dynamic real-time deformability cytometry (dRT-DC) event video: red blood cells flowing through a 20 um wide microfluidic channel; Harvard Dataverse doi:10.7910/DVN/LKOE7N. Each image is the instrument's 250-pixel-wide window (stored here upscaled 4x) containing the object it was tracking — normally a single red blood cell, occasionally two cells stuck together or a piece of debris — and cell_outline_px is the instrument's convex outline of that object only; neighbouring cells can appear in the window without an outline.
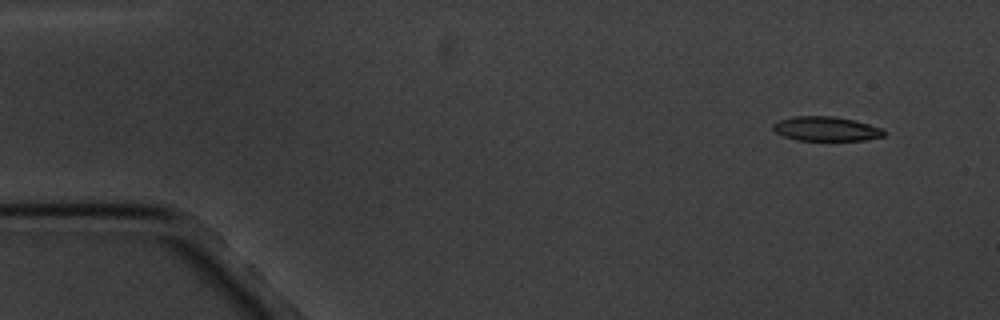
{"species": "common noctule bat (a hibernating species)", "species_latin": "Nyctalus noctula", "temperature_condition": "cold", "stored_images_in_passage": 5, "camera_frame_rate_fps": 3000, "um_per_image_px": 0.085, "animal": {"sex": "male", "body_mass_g": 20.1, "forearm_length_mm": 53.5}, "frame": {"image": 1, "passage_image": 1, "time_ms": 0.0, "image_size_px": [1000, 320], "cell_outline_px": [[884, 136], [864, 140], [796, 140], [784, 136], [776, 132], [772, 128], [772, 124], [780, 120], [792, 116], [832, 116], [856, 120], [880, 128], [884, 132]], "centroid_in_image_um": [70.18, 10.94], "position_along_channel_um": 14.8, "area_um2": 15.66}}